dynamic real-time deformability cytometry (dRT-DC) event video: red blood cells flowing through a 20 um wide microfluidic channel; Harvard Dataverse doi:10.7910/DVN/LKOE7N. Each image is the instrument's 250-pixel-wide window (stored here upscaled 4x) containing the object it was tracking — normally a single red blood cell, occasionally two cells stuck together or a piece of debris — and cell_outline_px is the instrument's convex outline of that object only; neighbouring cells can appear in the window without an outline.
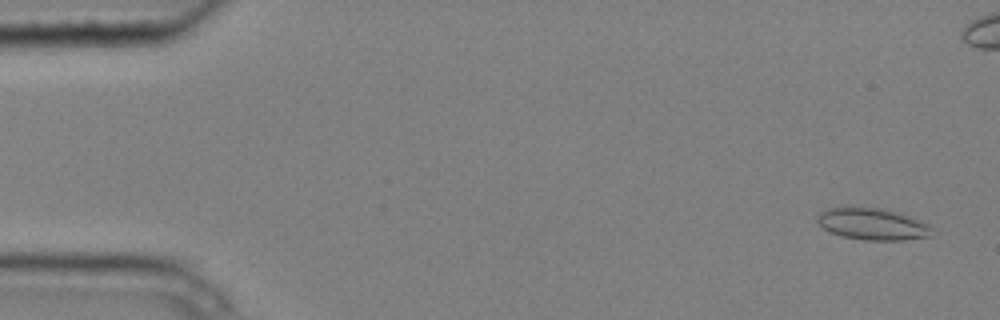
{"species": "common noctule bat (a hibernating species)", "species_latin": "Nyctalus noctula", "temperature_condition": "cold", "stored_images_in_passage": 6, "segment_of_instrument_passage": [1, 2], "camera_frame_rate_fps": 3000, "um_per_image_px": 0.085, "animal": {"sex": "male", "body_mass_g": 20.4}, "frame": {"image": 1, "passage_image": 1, "time_ms": 0.0, "image_size_px": [1000, 320], "cell_outline_px": [[932, 236], [904, 240], [864, 240], [844, 236], [832, 232], [824, 228], [816, 220], [820, 212], [828, 208], [880, 208], [900, 212], [932, 224]], "centroid_in_image_um": [74.26, 19.05], "position_along_channel_um": 10.7, "area_um2": 21.15}}
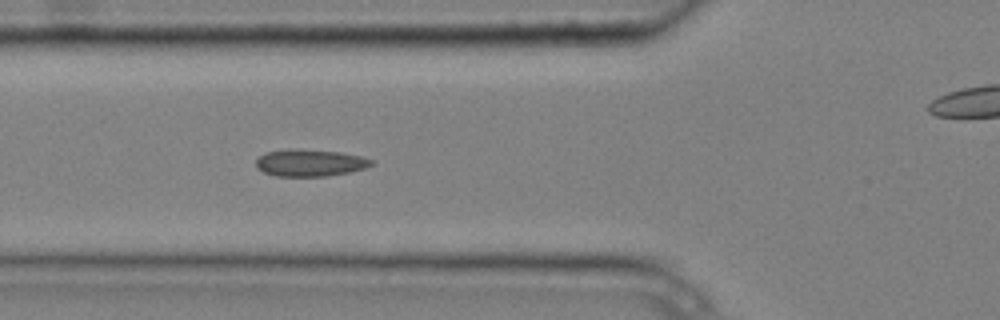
{"frame": {"image": 2, "passage_image": 5, "time_ms": 1.333, "image_size_px": [1000, 320], "cell_outline_px": [[376, 164], [364, 168], [348, 172], [328, 176], [276, 176], [264, 172], [256, 168], [256, 160], [260, 156], [268, 152], [288, 148], [296, 148], [340, 152], [360, 156], [376, 160]], "centroid_in_image_um": [26.37, 13.83], "position_along_channel_um": 99.4, "area_um2": 18.32}}